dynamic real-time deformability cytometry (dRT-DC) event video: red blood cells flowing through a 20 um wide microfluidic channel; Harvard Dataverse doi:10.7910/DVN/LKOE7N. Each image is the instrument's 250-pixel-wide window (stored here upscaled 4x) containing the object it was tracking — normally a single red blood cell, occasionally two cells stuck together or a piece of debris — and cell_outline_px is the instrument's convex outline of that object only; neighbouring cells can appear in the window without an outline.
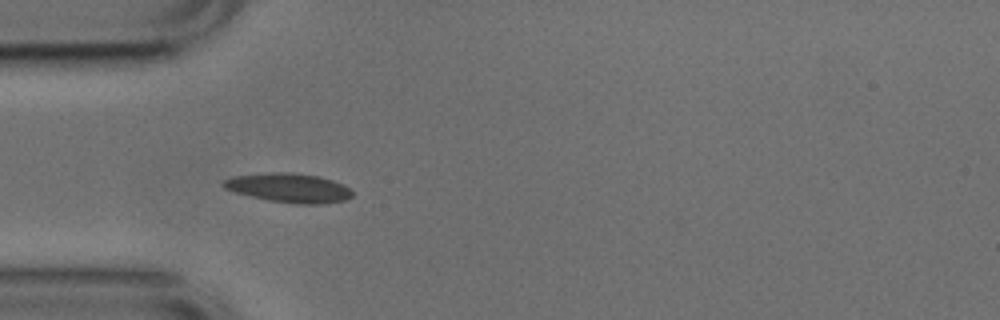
{"species": "common noctule bat (a hibernating species)", "species_latin": "Nyctalus noctula", "temperature_condition": "cold", "stored_images_in_passage": 36, "camera_frame_rate_fps": 3000, "um_per_image_px": 0.085, "animal": {"sex": "male", "body_mass_g": 17.9, "forearm_length_mm": 54.2}, "frame": {"image": 1, "passage_image": 1, "time_ms": 0.0, "image_size_px": [1000, 320], "cell_outline_px": [[352, 196], [344, 200], [324, 204], [292, 204], [268, 200], [236, 192], [224, 188], [220, 184], [224, 180], [232, 176], [272, 172], [292, 172], [320, 176], [344, 184], [352, 192]], "centroid_in_image_um": [24.56, 15.96], "position_along_channel_um": 60.4, "area_um2": 22.02}, "authors_computed_cell_mechanics": {"area_um2": 19.4208, "velocity_mm_per_s": 3.7652, "shape_relaxation_time_tau1_ms": 10.4345, "shape_relaxation_time_tau2_ms": null, "deformation_change_tau1": 0.1624, "deformation_change_tau2": null}}